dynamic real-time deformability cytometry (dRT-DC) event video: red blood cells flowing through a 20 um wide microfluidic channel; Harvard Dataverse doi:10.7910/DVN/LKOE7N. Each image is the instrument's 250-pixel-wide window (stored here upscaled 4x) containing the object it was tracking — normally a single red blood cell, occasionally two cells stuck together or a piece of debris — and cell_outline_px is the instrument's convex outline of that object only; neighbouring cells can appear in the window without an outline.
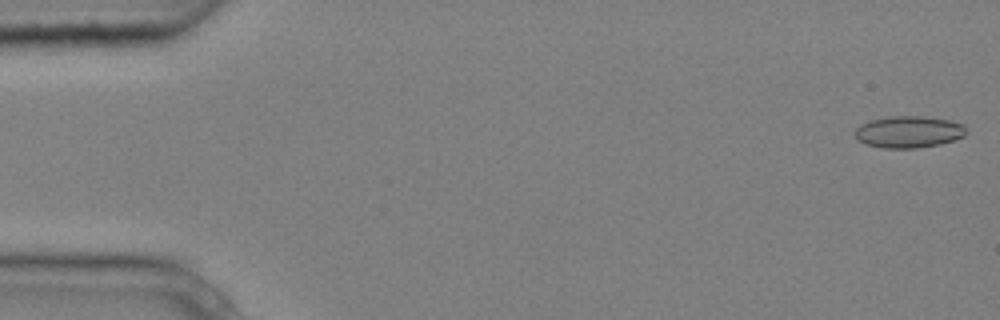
{"species": "common noctule bat (a hibernating species)", "species_latin": "Nyctalus noctula", "temperature_condition": "cold", "stored_images_in_passage": 5, "camera_frame_rate_fps": 3000, "um_per_image_px": 0.085, "animal": {"sex": "male", "body_mass_g": 20.4}, "frame": {"image": 1, "passage_image": 1, "time_ms": 0.0, "image_size_px": [1000, 320], "cell_outline_px": [[968, 132], [964, 136], [956, 140], [940, 144], [916, 148], [880, 148], [864, 144], [856, 140], [856, 128], [860, 124], [872, 120], [888, 116], [924, 116], [948, 120], [964, 124], [968, 128]], "centroid_in_image_um": [77.26, 11.21], "position_along_channel_um": 7.7, "area_um2": 20.92}}